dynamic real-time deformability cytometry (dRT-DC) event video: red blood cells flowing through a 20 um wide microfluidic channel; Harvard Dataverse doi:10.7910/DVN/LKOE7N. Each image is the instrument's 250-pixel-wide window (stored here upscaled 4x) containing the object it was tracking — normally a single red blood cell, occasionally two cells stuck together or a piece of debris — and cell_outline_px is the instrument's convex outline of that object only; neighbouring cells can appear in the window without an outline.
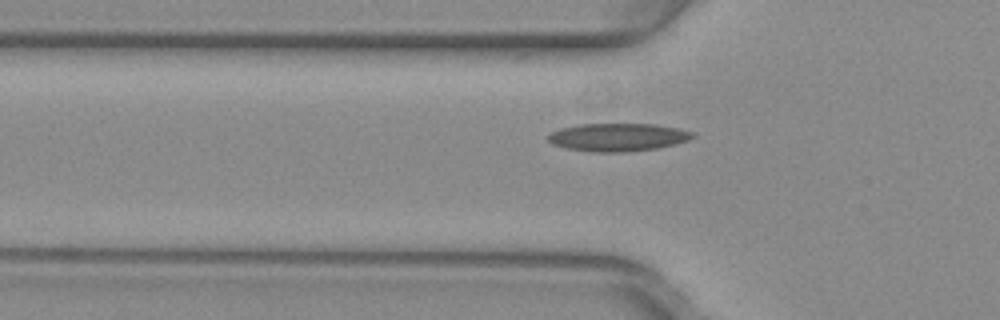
{"species": "common noctule bat (a hibernating species)", "species_latin": "Nyctalus noctula", "temperature_condition": "warm", "stored_images_in_passage": 38, "camera_frame_rate_fps": 3000, "um_per_image_px": 0.085, "animal": {"sex": "female", "body_mass_g": 29.2, "forearm_length_mm": 56.3}, "frame": {"image": 1, "passage_image": 5, "time_ms": 1.333, "image_size_px": [1000, 320], "cell_outline_px": [[696, 136], [688, 140], [676, 144], [656, 148], [628, 152], [592, 152], [568, 148], [552, 144], [548, 140], [548, 136], [552, 132], [560, 128], [580, 124], [656, 124], [680, 128], [692, 132]], "centroid_in_image_um": [52.55, 11.66], "position_along_channel_um": 73.3, "area_um2": 23.58}}
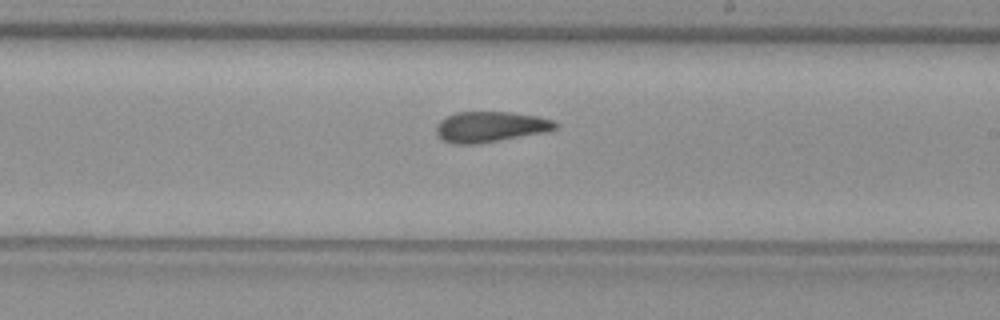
{"frame": {"image": 2, "passage_image": 18, "time_ms": 5.667, "image_size_px": [1000, 320], "cell_outline_px": [[560, 124], [556, 128], [540, 132], [476, 144], [456, 144], [444, 140], [436, 136], [436, 124], [440, 120], [456, 112], [508, 112], [536, 116], [552, 120]], "centroid_in_image_um": [41.61, 10.77], "position_along_channel_um": 247.4, "area_um2": 20.81}}
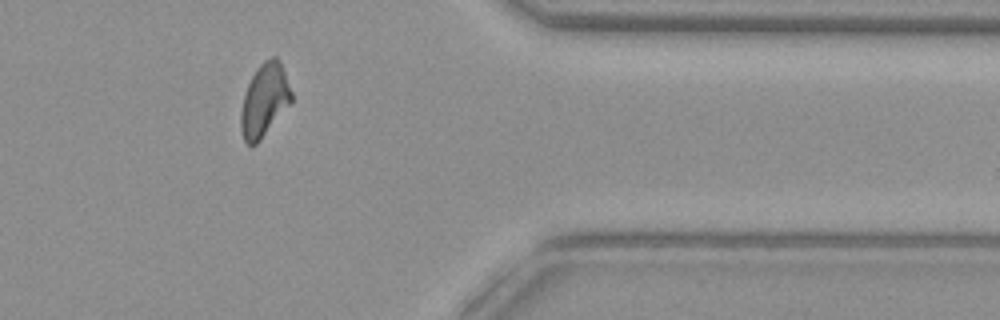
{"frame": {"image": 3, "passage_image": 30, "time_ms": 9.667, "image_size_px": [1000, 320], "cell_outline_px": [[292, 100], [260, 140], [256, 144], [248, 144], [244, 140], [240, 128], [240, 112], [244, 96], [248, 84], [256, 68], [264, 60], [272, 56], [276, 56], [280, 60], [292, 92]], "centroid_in_image_um": [22.46, 8.48], "position_along_channel_um": 388.9, "area_um2": 21.21}}